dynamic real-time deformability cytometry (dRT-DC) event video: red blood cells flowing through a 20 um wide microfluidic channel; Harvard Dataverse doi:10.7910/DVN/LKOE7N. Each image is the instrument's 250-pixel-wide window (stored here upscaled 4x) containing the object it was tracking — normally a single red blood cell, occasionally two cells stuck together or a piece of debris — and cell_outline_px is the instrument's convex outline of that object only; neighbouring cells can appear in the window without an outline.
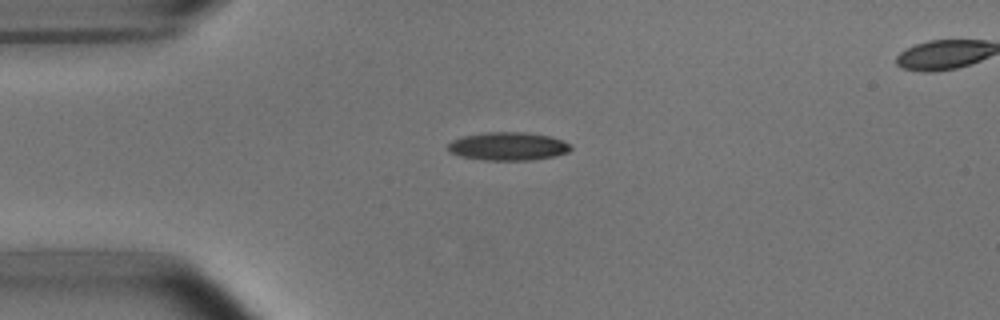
{"species": "common noctule bat (a hibernating species)", "species_latin": "Nyctalus noctula", "temperature_condition": "room temperature", "stored_images_in_passage": 34, "camera_frame_rate_fps": 3000, "um_per_image_px": 0.085, "animal": {"sex": "male", "body_mass_g": 15.6}, "frame": {"image": 1, "passage_image": 1, "time_ms": 0.0, "image_size_px": [1000, 320], "cell_outline_px": [[572, 148], [568, 152], [556, 156], [532, 160], [484, 160], [460, 156], [448, 152], [448, 144], [452, 140], [460, 136], [484, 132], [524, 132], [548, 136], [560, 140], [568, 144]], "centroid_in_image_um": [43.13, 12.44], "position_along_channel_um": 41.9, "area_um2": 20.23}}
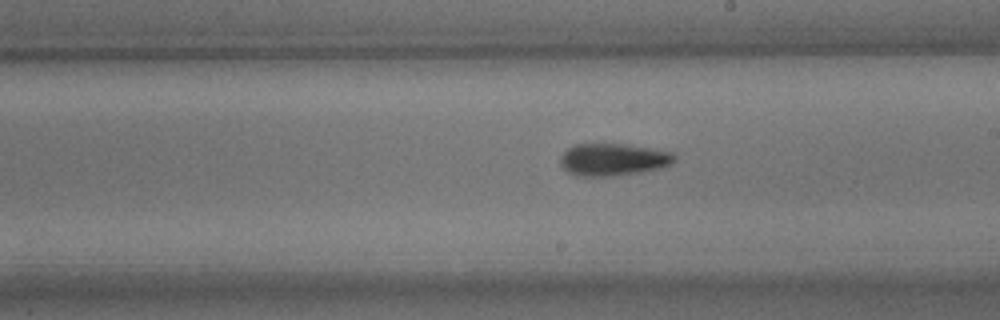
{"frame": {"image": 2, "passage_image": 18, "time_ms": 5.667, "image_size_px": [1000, 320], "cell_outline_px": [[676, 160], [672, 164], [660, 168], [640, 172], [612, 176], [576, 176], [568, 172], [560, 164], [560, 156], [568, 148], [576, 144], [624, 144], [672, 152], [676, 156]], "centroid_in_image_um": [52.11, 13.57], "position_along_channel_um": 236.9, "area_um2": 21.44}}
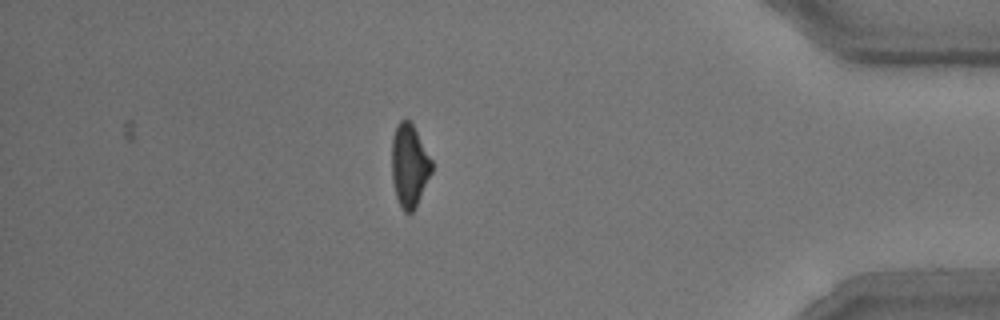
{"frame": {"image": 3, "passage_image": 34, "time_ms": 11.0, "image_size_px": [1000, 320], "cell_outline_px": [[432, 172], [416, 208], [408, 216], [400, 208], [396, 196], [392, 180], [392, 136], [396, 124], [400, 120], [408, 120], [412, 124], [432, 160]], "centroid_in_image_um": [34.79, 14.12], "position_along_channel_um": 400.4, "area_um2": 19.48}, "authors_computed_cell_mechanics": {"area_um2": 20.4612, "velocity_mm_per_s": 3.8027, "shape_relaxation_time_tau1_ms": 3.1333, "shape_relaxation_time_tau2_ms": 2.5213, "deformation_change_tau1": 0.1446, "deformation_change_tau2": 0.1083}}